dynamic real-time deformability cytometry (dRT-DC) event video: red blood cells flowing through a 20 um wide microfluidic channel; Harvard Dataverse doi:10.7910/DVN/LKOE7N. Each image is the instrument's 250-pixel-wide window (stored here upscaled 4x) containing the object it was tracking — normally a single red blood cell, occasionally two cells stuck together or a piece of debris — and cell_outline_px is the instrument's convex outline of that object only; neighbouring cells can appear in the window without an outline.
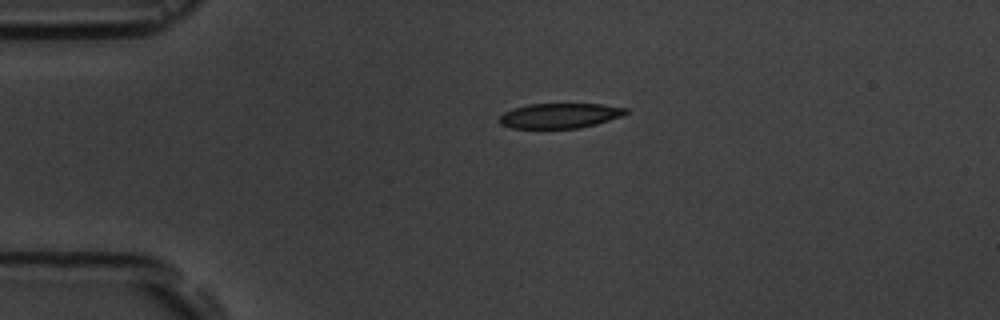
{"species": "common noctule bat (a hibernating species)", "species_latin": "Nyctalus noctula", "temperature_condition": "room temperature", "stored_images_in_passage": 2, "camera_frame_rate_fps": 3000, "um_per_image_px": 0.085, "animal": {"sex": "male", "body_mass_g": 19.5, "forearm_length_mm": 54.6}, "frame": {"image": 1, "passage_image": 1, "time_ms": 0.0, "image_size_px": [1000, 320], "cell_outline_px": [[628, 112], [620, 116], [596, 124], [580, 128], [512, 128], [500, 124], [496, 120], [504, 112], [512, 108], [528, 104], [600, 104], [628, 108]], "centroid_in_image_um": [47.53, 9.83], "position_along_channel_um": 37.5, "area_um2": 18.44}}